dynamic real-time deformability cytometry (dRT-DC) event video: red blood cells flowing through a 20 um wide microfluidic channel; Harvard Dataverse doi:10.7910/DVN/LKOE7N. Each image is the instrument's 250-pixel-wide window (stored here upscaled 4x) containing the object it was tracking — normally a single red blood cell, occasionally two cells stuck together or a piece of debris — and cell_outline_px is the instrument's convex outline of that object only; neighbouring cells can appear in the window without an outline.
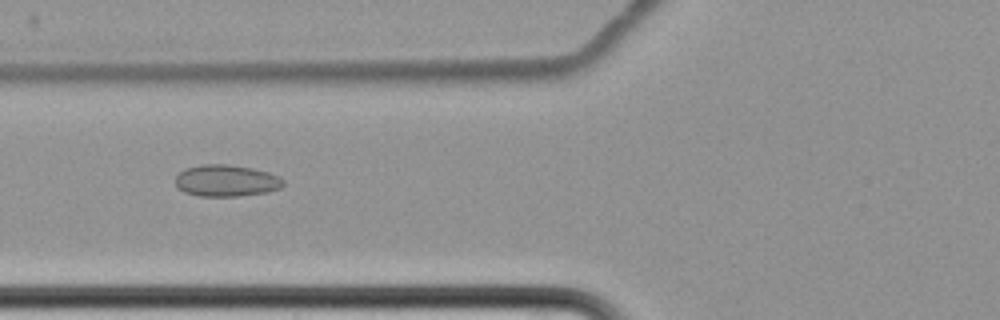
{"species": "common noctule bat (a hibernating species)", "species_latin": "Nyctalus noctula", "temperature_condition": "cold", "stored_images_in_passage": 6, "camera_frame_rate_fps": 3000, "um_per_image_px": 0.085, "animal": {"sex": "female", "body_mass_g": 22.7, "forearm_length_mm": 54.2}, "frame": {"image": 1, "passage_image": 3, "time_ms": 2.667, "image_size_px": [1000, 320], "cell_outline_px": [[284, 184], [280, 188], [268, 192], [240, 196], [196, 196], [184, 192], [176, 188], [176, 176], [184, 168], [200, 164], [228, 164], [252, 168], [268, 172], [280, 176], [284, 180]], "centroid_in_image_um": [19.22, 15.36], "position_along_channel_um": 106.6, "area_um2": 20.23}}
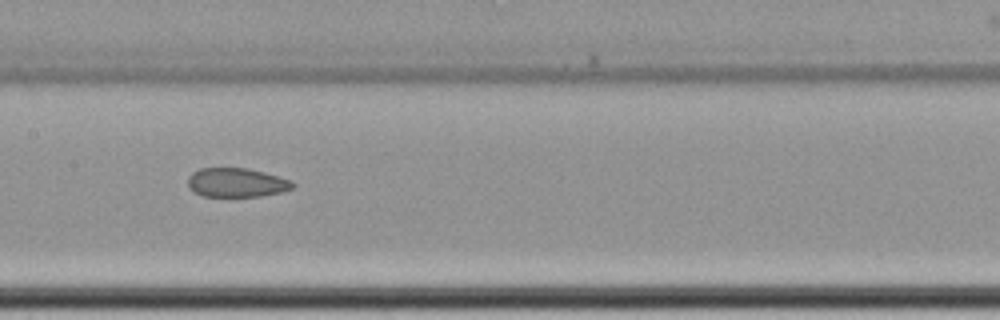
{"frame": {"image": 2, "passage_image": 5, "time_ms": 5.0, "image_size_px": [1000, 320], "cell_outline_px": [[296, 184], [292, 188], [280, 192], [260, 196], [204, 196], [192, 192], [188, 184], [188, 176], [192, 172], [200, 168], [248, 168], [264, 172], [292, 180]], "centroid_in_image_um": [20.09, 15.51], "position_along_channel_um": 187.3, "area_um2": 17.8}}
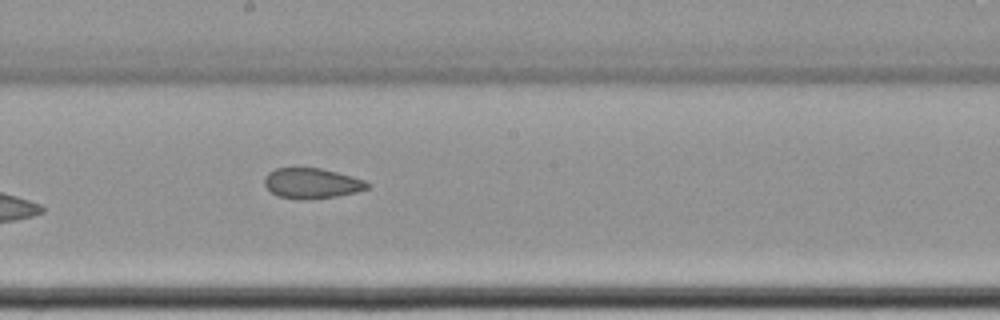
{"frame": {"image": 3, "passage_image": 6, "time_ms": 6.0, "image_size_px": [1000, 320], "cell_outline_px": [[372, 184], [368, 188], [356, 192], [336, 196], [300, 200], [276, 196], [264, 184], [264, 176], [268, 172], [276, 168], [320, 168], [336, 172], [364, 180]], "centroid_in_image_um": [26.48, 15.58], "position_along_channel_um": 221.7, "area_um2": 18.15}}